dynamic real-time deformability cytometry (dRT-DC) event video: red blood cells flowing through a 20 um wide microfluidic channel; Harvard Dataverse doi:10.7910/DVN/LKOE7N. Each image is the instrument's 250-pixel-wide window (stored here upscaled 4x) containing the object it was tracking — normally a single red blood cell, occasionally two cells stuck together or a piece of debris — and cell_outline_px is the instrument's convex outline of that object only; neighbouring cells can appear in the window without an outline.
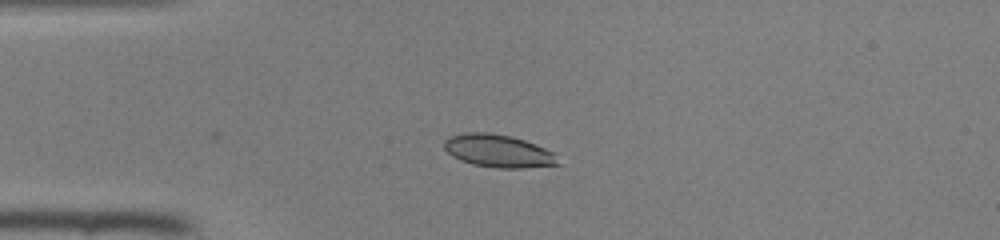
{"species": "common noctule bat (a hibernating species)", "species_latin": "Nyctalus noctula", "temperature_condition": "room temperature", "stored_images_in_passage": 30, "camera_frame_rate_fps": 3000, "um_per_image_px": 0.085, "animal": {"sex": "female", "body_mass_g": 22.0, "forearm_length_mm": 56.7}, "frame": {"image": 1, "passage_image": 1, "time_ms": 0.0, "image_size_px": [1000, 240], "cell_outline_px": [[560, 164], [524, 168], [496, 168], [472, 164], [460, 160], [452, 156], [444, 148], [444, 140], [448, 136], [468, 132], [488, 132], [512, 136], [524, 140], [544, 148], [552, 152]], "centroid_in_image_um": [42.3, 12.82], "position_along_channel_um": 42.7, "area_um2": 21.68}}
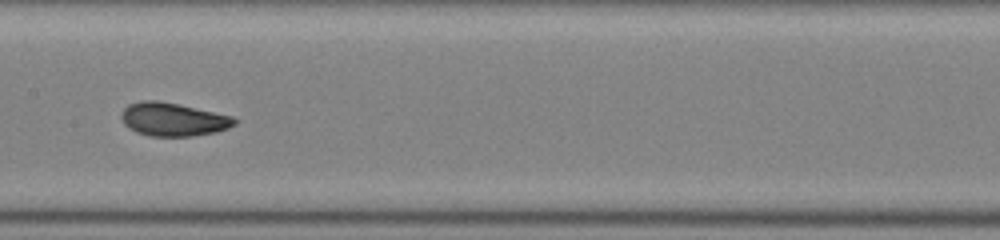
{"frame": {"image": 2, "passage_image": 13, "time_ms": 4.0, "image_size_px": [1000, 240], "cell_outline_px": [[236, 124], [228, 128], [216, 132], [192, 136], [152, 136], [136, 132], [128, 128], [124, 124], [120, 116], [124, 108], [128, 104], [144, 100], [156, 100], [176, 104], [232, 116], [236, 120]], "centroid_in_image_um": [14.68, 10.15], "position_along_channel_um": 192.7, "area_um2": 21.79}}
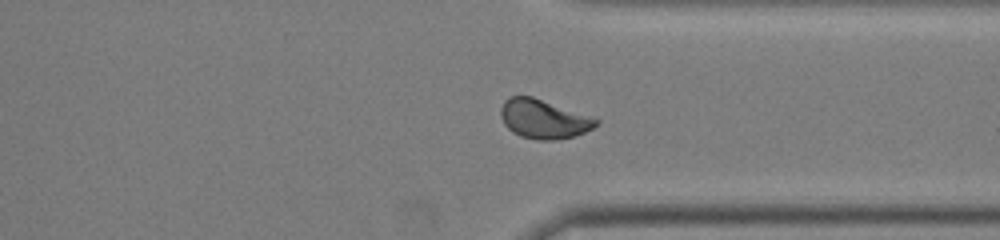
{"frame": {"image": 3, "passage_image": 25, "time_ms": 8.0, "image_size_px": [1000, 240], "cell_outline_px": [[600, 124], [584, 132], [572, 136], [556, 140], [536, 140], [520, 136], [512, 132], [504, 124], [500, 116], [500, 108], [504, 100], [508, 96], [532, 96], [600, 120]], "centroid_in_image_um": [46.16, 10.12], "position_along_channel_um": 365.2, "area_um2": 21.62}}